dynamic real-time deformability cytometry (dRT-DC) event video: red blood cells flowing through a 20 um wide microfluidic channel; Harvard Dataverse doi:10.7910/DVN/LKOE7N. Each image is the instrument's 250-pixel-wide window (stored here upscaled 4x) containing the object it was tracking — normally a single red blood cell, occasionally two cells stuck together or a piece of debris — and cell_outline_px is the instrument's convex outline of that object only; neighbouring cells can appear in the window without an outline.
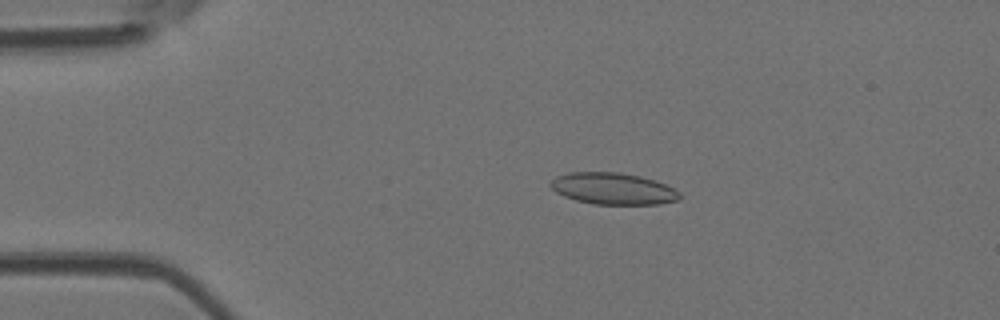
{"species": "Egyptian fruit bat (a non-hibernating species)", "species_latin": "Rousettus aegyptiacus", "temperature_condition": "room temperature", "stored_images_in_passage": 3, "camera_frame_rate_fps": 3000, "um_per_image_px": 0.085, "animal": {"sex": "female"}, "frame": {"image": 1, "passage_image": 2, "time_ms": 0.333, "image_size_px": [1000, 320], "cell_outline_px": [[680, 200], [660, 204], [592, 204], [576, 200], [564, 196], [556, 192], [548, 184], [556, 176], [568, 172], [620, 172], [640, 176], [656, 180], [680, 192]], "centroid_in_image_um": [52.1, 16.03], "position_along_channel_um": 32.9, "area_um2": 23.93}}